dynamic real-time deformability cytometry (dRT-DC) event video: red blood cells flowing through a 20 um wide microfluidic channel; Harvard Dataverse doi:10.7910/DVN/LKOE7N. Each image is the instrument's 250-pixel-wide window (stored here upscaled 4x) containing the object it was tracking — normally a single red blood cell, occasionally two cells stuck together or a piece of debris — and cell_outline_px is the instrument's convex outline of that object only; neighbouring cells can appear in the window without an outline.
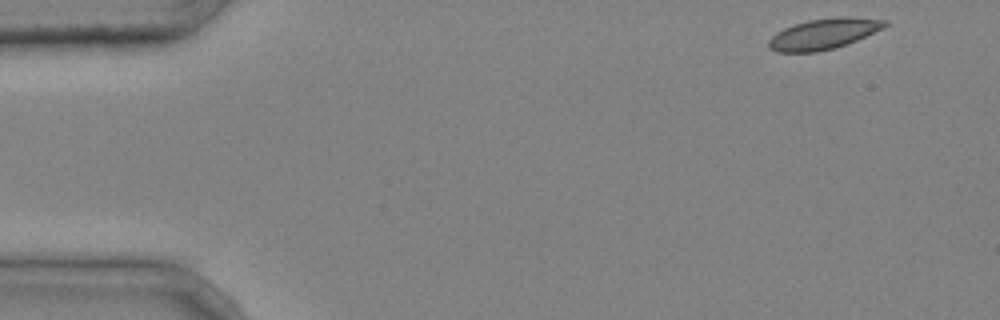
{"species": "common noctule bat (a hibernating species)", "species_latin": "Nyctalus noctula", "temperature_condition": "cold", "stored_images_in_passage": 5, "camera_frame_rate_fps": 3000, "um_per_image_px": 0.085, "animal": {"sex": "male", "body_mass_g": 20.4}, "frame": {"image": 1, "passage_image": 1, "time_ms": 0.0, "image_size_px": [1000, 320], "cell_outline_px": [[888, 24], [856, 40], [836, 48], [816, 52], [776, 52], [768, 48], [768, 40], [776, 32], [792, 24], [808, 20], [840, 16], [848, 16], [888, 20]], "centroid_in_image_um": [69.95, 2.87], "position_along_channel_um": 15.1, "area_um2": 20.75}}
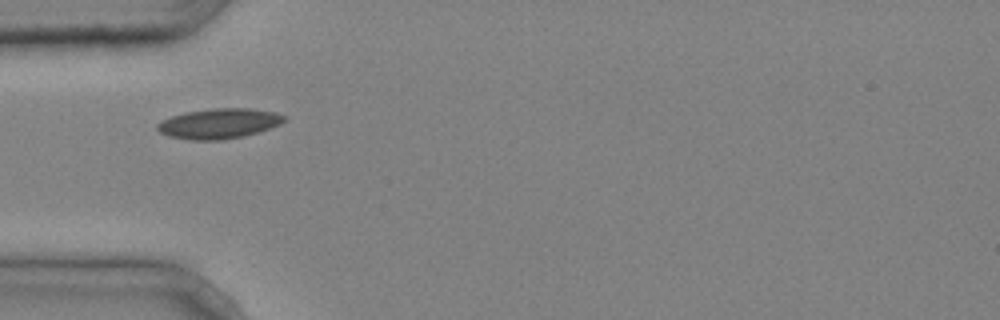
{"frame": {"image": 2, "passage_image": 4, "time_ms": 1.0, "image_size_px": [1000, 320], "cell_outline_px": [[288, 120], [280, 124], [244, 136], [220, 140], [188, 140], [168, 136], [160, 132], [156, 128], [156, 124], [172, 116], [184, 112], [212, 108], [248, 108], [276, 112], [288, 116]], "centroid_in_image_um": [18.63, 10.49], "position_along_channel_um": 66.4, "area_um2": 22.37}}